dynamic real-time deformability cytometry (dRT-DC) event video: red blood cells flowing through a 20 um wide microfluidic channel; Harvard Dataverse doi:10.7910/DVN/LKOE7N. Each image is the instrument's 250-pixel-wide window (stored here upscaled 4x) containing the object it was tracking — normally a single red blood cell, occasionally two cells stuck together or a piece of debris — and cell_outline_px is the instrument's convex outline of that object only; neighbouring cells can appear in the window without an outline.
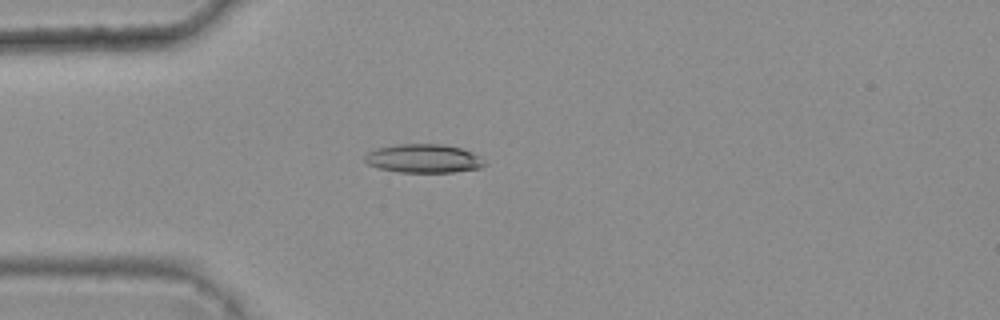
{"species": "common noctule bat (a hibernating species)", "species_latin": "Nyctalus noctula", "temperature_condition": "warm", "stored_images_in_passage": 2, "camera_frame_rate_fps": 3000, "um_per_image_px": 0.085, "animal": {"sex": "female", "body_mass_g": 25.1}, "frame": {"image": 1, "passage_image": 1, "time_ms": 0.0, "image_size_px": [1000, 320], "cell_outline_px": [[488, 164], [480, 168], [452, 172], [396, 172], [380, 168], [368, 164], [364, 160], [364, 156], [368, 152], [376, 148], [400, 144], [444, 144], [460, 148], [472, 152], [480, 156]], "centroid_in_image_um": [36.02, 13.47], "position_along_channel_um": 49.0, "area_um2": 20.06}}